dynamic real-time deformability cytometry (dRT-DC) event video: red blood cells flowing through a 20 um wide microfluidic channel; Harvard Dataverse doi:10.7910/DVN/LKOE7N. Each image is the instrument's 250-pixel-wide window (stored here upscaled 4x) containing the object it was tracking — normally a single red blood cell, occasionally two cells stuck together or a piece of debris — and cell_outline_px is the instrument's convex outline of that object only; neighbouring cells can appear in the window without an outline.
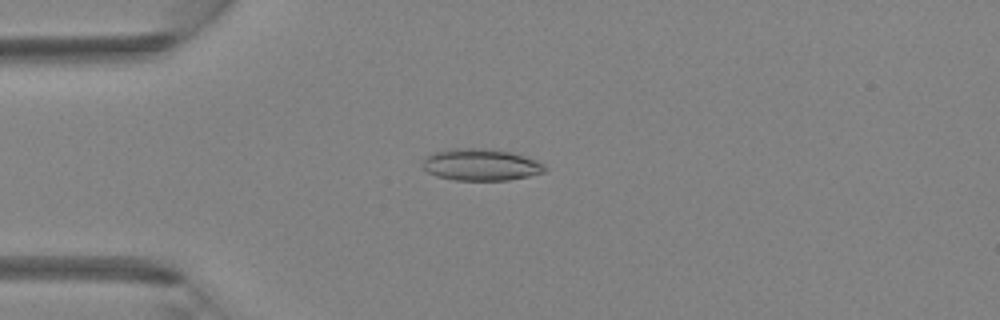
{"species": "Egyptian fruit bat (a non-hibernating species)", "species_latin": "Rousettus aegyptiacus", "temperature_condition": "room temperature", "stored_images_in_passage": 47, "camera_frame_rate_fps": 3000, "um_per_image_px": 0.085, "animal": {"sex": "female"}, "frame": {"image": 1, "passage_image": 12, "time_ms": 3.667, "image_size_px": [1000, 320], "cell_outline_px": [[548, 168], [544, 172], [528, 176], [508, 180], [452, 180], [436, 176], [428, 172], [420, 164], [432, 152], [456, 148], [488, 148], [512, 152], [536, 160], [544, 164]], "centroid_in_image_um": [40.87, 14.0], "position_along_channel_um": 44.1, "area_um2": 22.77}}
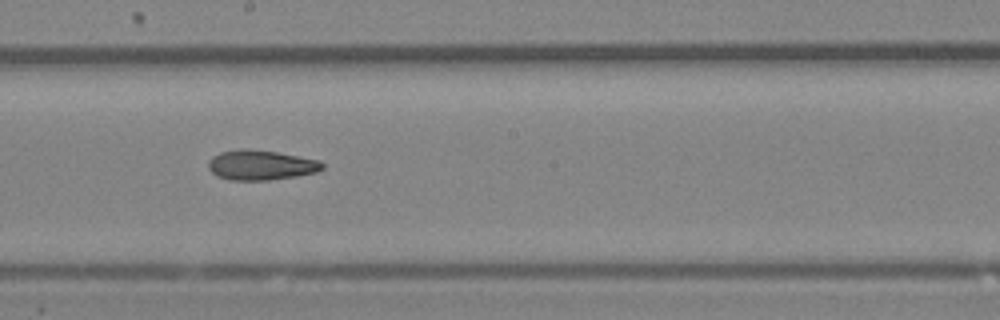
{"frame": {"image": 2, "passage_image": 26, "time_ms": 8.333, "image_size_px": [1000, 320], "cell_outline_px": [[324, 168], [316, 172], [296, 176], [268, 180], [228, 180], [216, 176], [208, 168], [208, 160], [212, 156], [220, 152], [240, 148], [244, 148], [276, 152], [320, 160], [324, 164]], "centroid_in_image_um": [22.14, 14.03], "position_along_channel_um": 226.1, "area_um2": 20.0}}
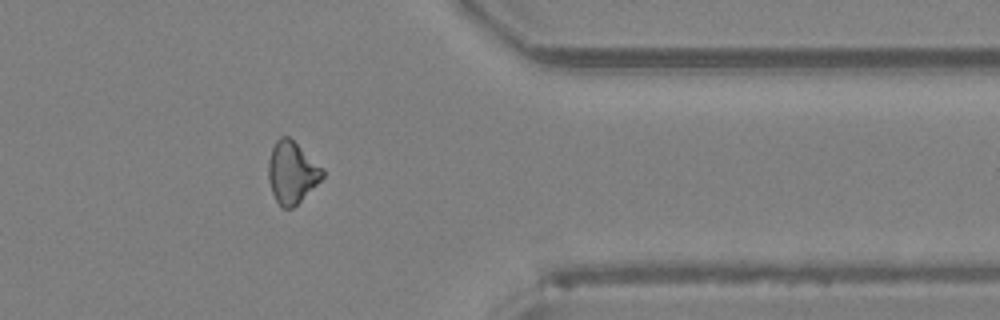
{"frame": {"image": 3, "passage_image": 38, "time_ms": 12.333, "image_size_px": [1000, 320], "cell_outline_px": [[324, 176], [292, 208], [280, 208], [272, 192], [268, 180], [268, 160], [272, 148], [276, 140], [280, 136], [288, 136], [324, 168]], "centroid_in_image_um": [24.79, 14.64], "position_along_channel_um": 386.6, "area_um2": 19.36}, "authors_computed_cell_mechanics": {"area_um2": 19.9988, "velocity_mm_per_s": 4.354, "shape_relaxation_time_tau1_ms": null, "shape_relaxation_time_tau2_ms": 7.1839, "deformation_change_tau1": null, "deformation_change_tau2": 0.167}}